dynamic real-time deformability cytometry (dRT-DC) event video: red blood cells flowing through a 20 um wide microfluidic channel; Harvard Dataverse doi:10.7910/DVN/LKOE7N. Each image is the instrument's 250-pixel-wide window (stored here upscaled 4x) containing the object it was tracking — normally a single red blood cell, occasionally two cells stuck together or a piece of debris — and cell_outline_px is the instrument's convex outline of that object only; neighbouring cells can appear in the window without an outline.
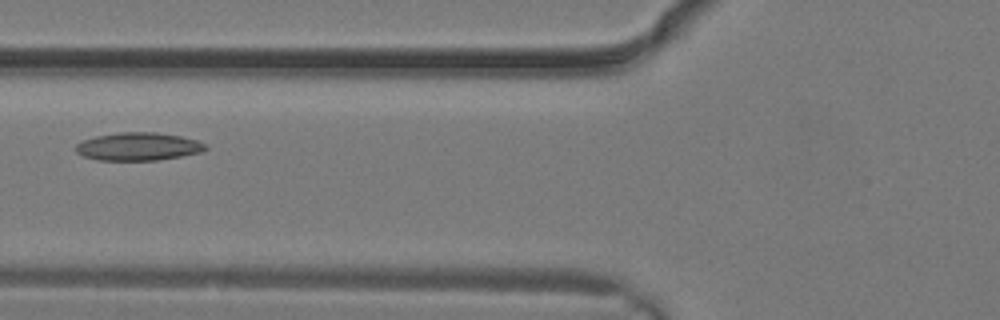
{"species": "common noctule bat (a hibernating species)", "species_latin": "Nyctalus noctula", "temperature_condition": "warm", "stored_images_in_passage": 3, "camera_frame_rate_fps": 3000, "um_per_image_px": 0.085, "animal": {"sex": "male", "body_mass_g": 19.2, "forearm_length_mm": 51.8}, "frame": {"image": 1, "passage_image": 3, "time_ms": 0.667, "image_size_px": [1000, 320], "cell_outline_px": [[208, 148], [200, 152], [180, 156], [156, 160], [96, 160], [84, 156], [76, 152], [76, 144], [80, 140], [96, 136], [120, 132], [156, 132], [180, 136], [196, 140], [208, 144]], "centroid_in_image_um": [11.73, 12.45], "position_along_channel_um": 114.1, "area_um2": 21.15}}